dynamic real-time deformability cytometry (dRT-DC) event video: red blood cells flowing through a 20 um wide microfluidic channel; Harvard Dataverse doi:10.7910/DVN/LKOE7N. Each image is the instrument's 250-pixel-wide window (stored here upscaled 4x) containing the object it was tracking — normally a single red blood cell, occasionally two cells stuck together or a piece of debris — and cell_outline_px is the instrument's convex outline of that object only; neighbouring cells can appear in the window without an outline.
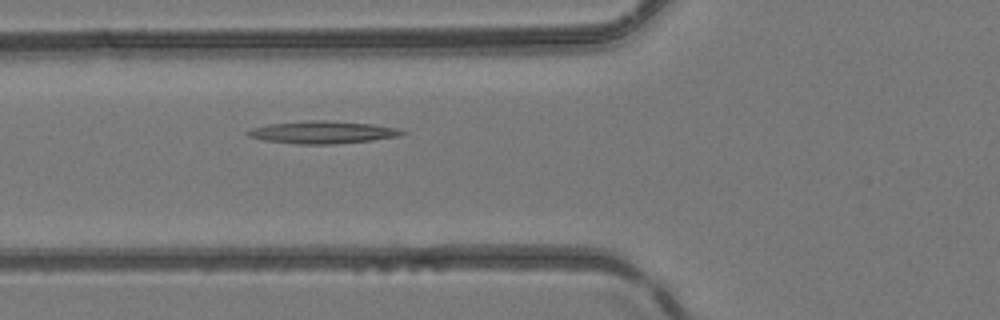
{"species": "common noctule bat (a hibernating species)", "species_latin": "Nyctalus noctula", "temperature_condition": "room temperature", "stored_images_in_passage": 4, "camera_frame_rate_fps": 3000, "um_per_image_px": 0.085, "animal": {"sex": "female", "body_mass_g": 24.6, "forearm_length_mm": 56.2}, "frame": {"image": 1, "passage_image": 4, "time_ms": 4.0, "image_size_px": [1000, 320], "cell_outline_px": [[408, 132], [400, 136], [372, 140], [332, 144], [296, 144], [264, 140], [248, 136], [244, 132], [252, 128], [268, 124], [308, 120], [324, 120], [372, 124], [400, 128]], "centroid_in_image_um": [27.43, 11.24], "position_along_channel_um": 98.4, "area_um2": 20.29}}